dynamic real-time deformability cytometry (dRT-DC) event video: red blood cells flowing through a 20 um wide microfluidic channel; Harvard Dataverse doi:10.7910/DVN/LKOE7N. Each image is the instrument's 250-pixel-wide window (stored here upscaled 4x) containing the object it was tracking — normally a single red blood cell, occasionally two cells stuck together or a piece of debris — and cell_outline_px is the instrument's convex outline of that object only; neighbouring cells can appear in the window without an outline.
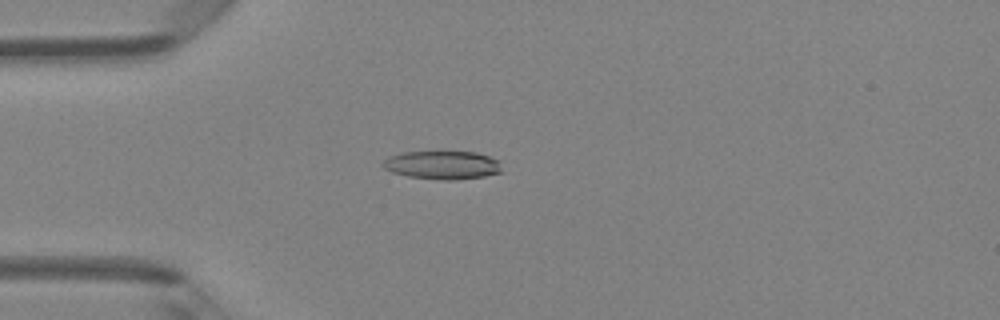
{"species": "Egyptian fruit bat (a non-hibernating species)", "species_latin": "Rousettus aegyptiacus", "temperature_condition": "room temperature", "stored_images_in_passage": 48, "camera_frame_rate_fps": 3000, "um_per_image_px": 0.085, "animal": {"sex": "female"}, "frame": {"image": 1, "passage_image": 13, "time_ms": 4.0, "image_size_px": [1000, 320], "cell_outline_px": [[504, 172], [484, 176], [456, 180], [444, 180], [408, 176], [392, 172], [384, 168], [380, 164], [388, 156], [400, 152], [440, 148], [476, 152], [504, 160]], "centroid_in_image_um": [37.68, 13.96], "position_along_channel_um": 47.3, "area_um2": 21.27}}
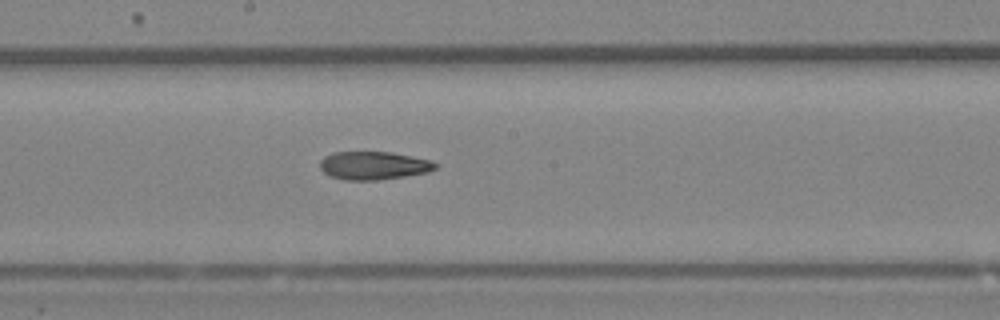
{"frame": {"image": 2, "passage_image": 26, "time_ms": 8.333, "image_size_px": [1000, 320], "cell_outline_px": [[436, 168], [428, 172], [404, 176], [376, 180], [344, 180], [328, 176], [320, 168], [320, 160], [324, 156], [332, 152], [392, 152], [432, 160], [436, 164]], "centroid_in_image_um": [31.72, 14.07], "position_along_channel_um": 216.5, "area_um2": 19.02}}
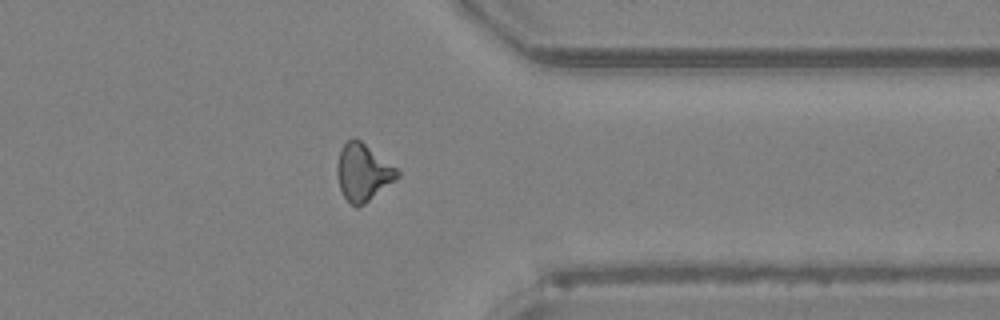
{"frame": {"image": 3, "passage_image": 38, "time_ms": 12.333, "image_size_px": [1000, 320], "cell_outline_px": [[400, 176], [364, 204], [356, 208], [344, 196], [340, 188], [336, 172], [336, 168], [340, 148], [352, 136], [356, 136], [396, 168], [400, 172]], "centroid_in_image_um": [30.83, 14.62], "position_along_channel_um": 380.6, "area_um2": 19.94}, "authors_computed_cell_mechanics": {"area_um2": 19.941, "velocity_mm_per_s": 4.28, "shape_relaxation_time_tau1_ms": null, "shape_relaxation_time_tau2_ms": 7.8891, "deformation_change_tau1": null, "deformation_change_tau2": 0.2168}}